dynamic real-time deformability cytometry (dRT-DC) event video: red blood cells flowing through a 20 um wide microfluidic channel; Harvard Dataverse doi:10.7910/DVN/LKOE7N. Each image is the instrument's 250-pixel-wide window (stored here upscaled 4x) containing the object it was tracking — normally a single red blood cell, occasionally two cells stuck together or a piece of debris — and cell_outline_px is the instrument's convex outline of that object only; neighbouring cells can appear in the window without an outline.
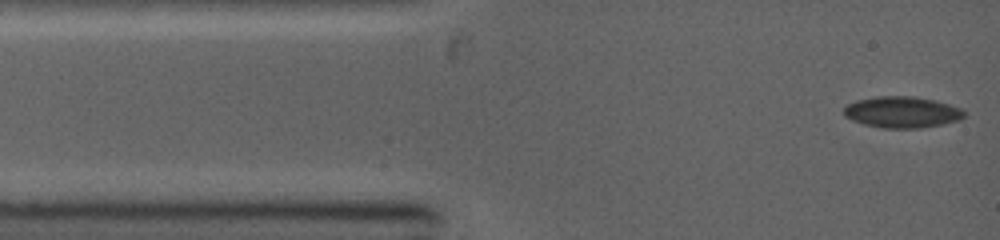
{"species": "common noctule bat (a hibernating species)", "species_latin": "Nyctalus noctula", "temperature_condition": "warm", "stored_images_in_passage": 16, "camera_frame_rate_fps": 5000, "um_per_image_px": 0.085, "animal": {"sex": "female", "body_mass_g": 19.0, "forearm_length_mm": 53.3}, "frame": {"image": 1, "passage_image": 1, "time_ms": 0.0, "image_size_px": [1000, 240], "cell_outline_px": [[964, 116], [960, 120], [920, 128], [880, 128], [864, 124], [852, 120], [844, 116], [844, 108], [848, 104], [856, 100], [876, 96], [916, 96], [936, 100], [960, 108], [964, 112]], "centroid_in_image_um": [76.65, 9.52], "position_along_channel_um": 8.3, "area_um2": 21.96}}
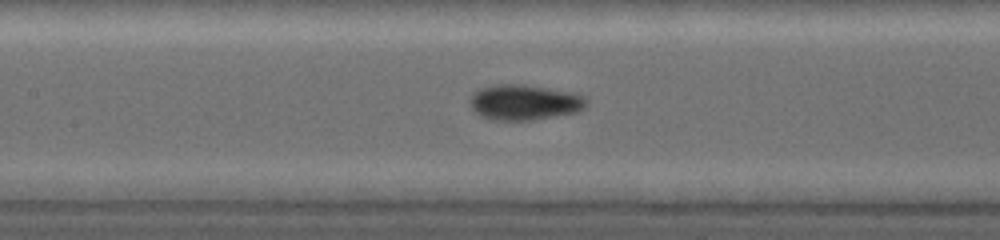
{"frame": {"image": 2, "passage_image": 10, "time_ms": 4.6, "image_size_px": [1000, 240], "cell_outline_px": [[588, 100], [584, 108], [576, 112], [528, 120], [492, 120], [480, 116], [472, 108], [468, 100], [472, 92], [480, 88], [496, 84], [524, 84], [572, 92], [584, 96]], "centroid_in_image_um": [44.53, 8.68], "position_along_channel_um": 162.9, "area_um2": 24.1}}
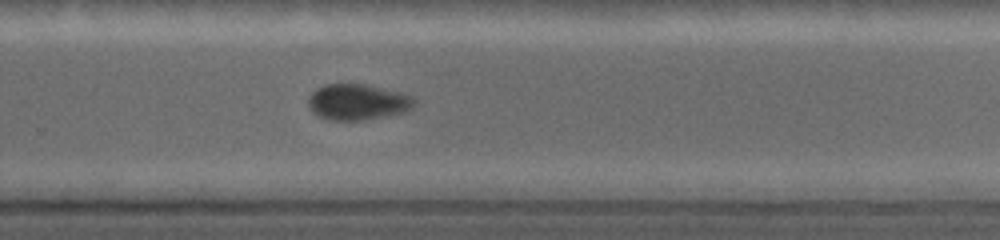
{"frame": {"image": 3, "passage_image": 16, "time_ms": 7.6, "image_size_px": [1000, 240], "cell_outline_px": [[416, 104], [412, 108], [400, 112], [364, 120], [332, 120], [320, 116], [312, 112], [308, 104], [308, 96], [316, 88], [324, 84], [364, 84], [400, 92], [416, 100]], "centroid_in_image_um": [30.35, 8.66], "position_along_channel_um": 299.5, "area_um2": 21.91}}